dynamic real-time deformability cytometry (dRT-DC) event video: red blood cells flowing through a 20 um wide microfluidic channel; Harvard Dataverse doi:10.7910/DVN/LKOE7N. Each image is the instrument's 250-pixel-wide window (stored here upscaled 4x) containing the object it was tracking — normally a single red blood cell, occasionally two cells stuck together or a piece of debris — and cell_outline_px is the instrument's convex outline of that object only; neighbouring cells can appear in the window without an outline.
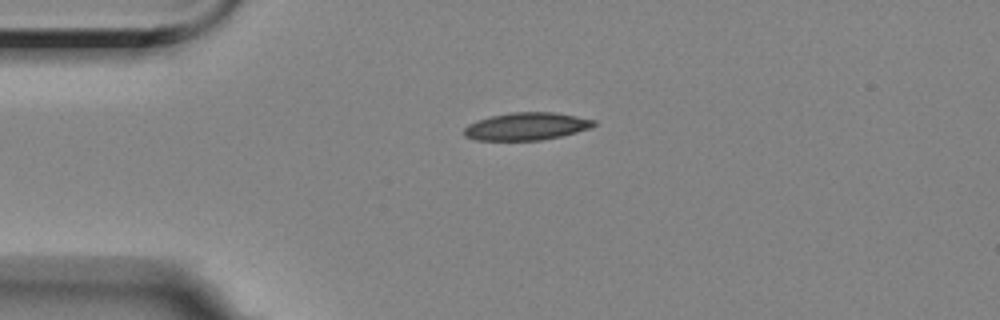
{"species": "Egyptian fruit bat (a non-hibernating species)", "species_latin": "Rousettus aegyptiacus", "temperature_condition": "room temperature", "stored_images_in_passage": 3, "camera_frame_rate_fps": 3000, "um_per_image_px": 0.085, "animal": {"sex": "female"}, "frame": {"image": 1, "passage_image": 1, "time_ms": 0.0, "image_size_px": [1000, 320], "cell_outline_px": [[596, 124], [592, 128], [560, 136], [540, 140], [476, 140], [464, 136], [464, 128], [468, 124], [476, 120], [492, 116], [512, 112], [552, 112], [576, 116], [596, 120]], "centroid_in_image_um": [44.75, 10.74], "position_along_channel_um": 40.3, "area_um2": 20.81}}
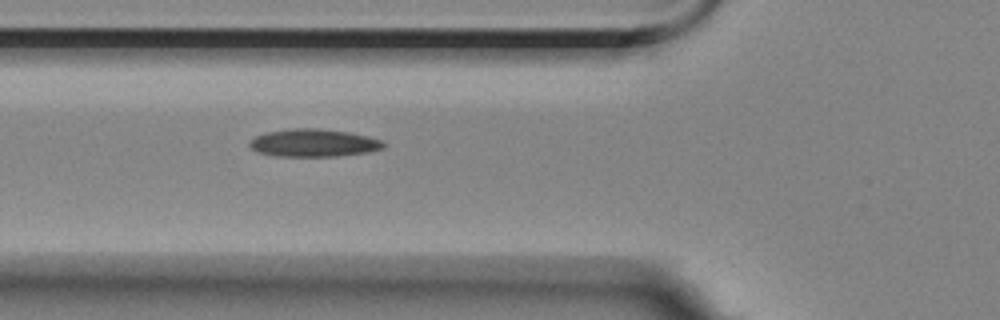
{"frame": {"image": 2, "passage_image": 3, "time_ms": 2.333, "image_size_px": [1000, 320], "cell_outline_px": [[384, 148], [368, 152], [336, 156], [276, 156], [260, 152], [252, 148], [248, 144], [248, 140], [264, 132], [288, 128], [316, 128], [348, 132], [368, 136], [380, 140], [384, 144]], "centroid_in_image_um": [26.62, 12.13], "position_along_channel_um": 99.2, "area_um2": 21.62}}